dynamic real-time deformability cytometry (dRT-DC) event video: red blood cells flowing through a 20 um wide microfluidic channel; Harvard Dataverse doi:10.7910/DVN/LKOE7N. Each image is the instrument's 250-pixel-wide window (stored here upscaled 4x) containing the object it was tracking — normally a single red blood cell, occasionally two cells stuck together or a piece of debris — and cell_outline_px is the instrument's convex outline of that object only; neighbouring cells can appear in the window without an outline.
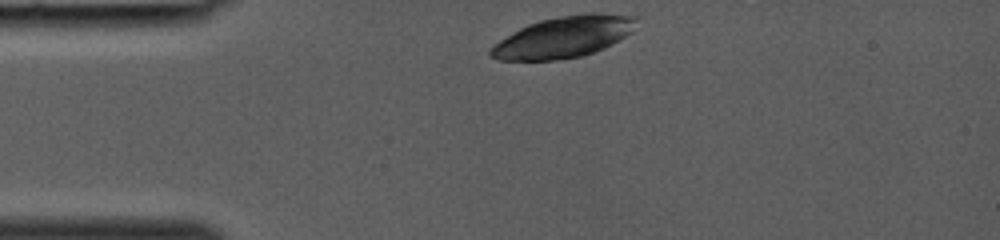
{"species": "common noctule bat (a hibernating species)", "species_latin": "Nyctalus noctula", "temperature_condition": "room temperature", "stored_images_in_passage": 9, "camera_frame_rate_fps": 3000, "um_per_image_px": 0.085, "animal": {"sex": "female", "body_mass_g": 19.0, "forearm_length_mm": 53.3}, "frame": {"image": 1, "passage_image": 1, "time_ms": 0.0, "image_size_px": [1000, 240], "cell_outline_px": [[640, 16], [632, 32], [612, 44], [604, 48], [580, 56], [556, 60], [496, 60], [488, 56], [488, 52], [500, 40], [520, 28], [528, 24], [540, 20], [560, 16], [588, 12], [592, 12]], "centroid_in_image_um": [47.94, 3.13], "position_along_channel_um": 37.1, "area_um2": 35.03}}